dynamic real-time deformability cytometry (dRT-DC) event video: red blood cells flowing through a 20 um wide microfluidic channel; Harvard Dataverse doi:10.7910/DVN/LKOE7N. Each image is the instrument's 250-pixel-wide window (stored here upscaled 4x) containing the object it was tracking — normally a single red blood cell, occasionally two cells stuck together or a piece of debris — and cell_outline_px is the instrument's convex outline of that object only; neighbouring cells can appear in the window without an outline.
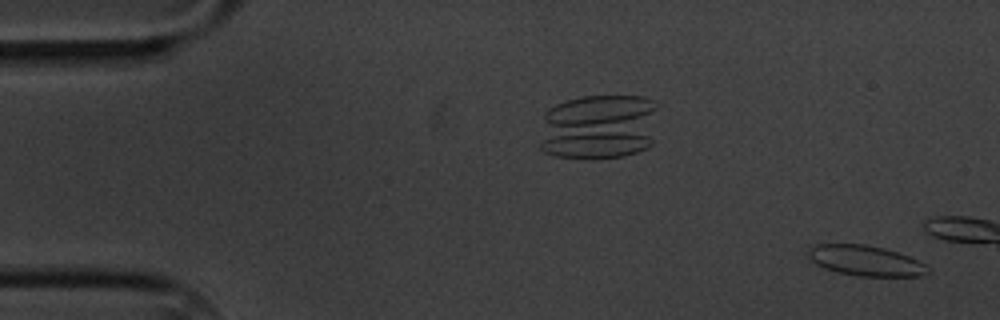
{"species": "common noctule bat (a hibernating species)", "species_latin": "Nyctalus noctula", "temperature_condition": "cold", "stored_images_in_passage": 4, "camera_frame_rate_fps": 3000, "um_per_image_px": 0.085, "animal": {"sex": "male", "body_mass_g": 20.1, "forearm_length_mm": 53.5}, "frame": {"image": 1, "passage_image": 4, "time_ms": 3.333, "image_size_px": [1000, 320], "cell_outline_px": [[932, 272], [920, 276], [856, 276], [836, 272], [824, 268], [816, 264], [808, 256], [808, 248], [812, 244], [868, 244], [884, 248], [908, 256], [932, 268]], "centroid_in_image_um": [73.57, 22.16], "position_along_channel_um": 11.4, "area_um2": 21.39}}